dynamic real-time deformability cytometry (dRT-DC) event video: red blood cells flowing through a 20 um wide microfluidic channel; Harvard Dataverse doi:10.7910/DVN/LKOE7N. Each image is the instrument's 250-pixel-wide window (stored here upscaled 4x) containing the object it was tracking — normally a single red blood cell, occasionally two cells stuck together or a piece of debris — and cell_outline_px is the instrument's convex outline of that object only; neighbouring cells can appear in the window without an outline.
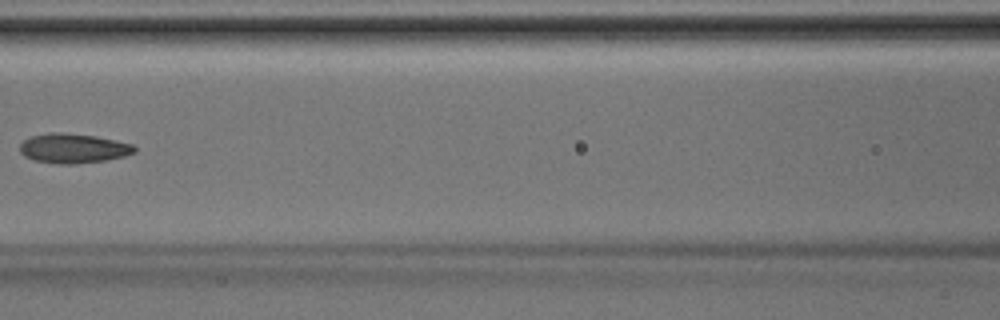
{"species": "Egyptian fruit bat (a non-hibernating species)", "species_latin": "Rousettus aegyptiacus", "temperature_condition": "room temperature", "stored_images_in_passage": 6, "segment_of_instrument_passage": [1, 2], "camera_frame_rate_fps": 3000, "um_per_image_px": 0.085, "animal": {"sex": "male"}, "frame": {"image": 1, "passage_image": 5, "time_ms": 1.333, "image_size_px": [1000, 320], "cell_outline_px": [[136, 152], [124, 156], [104, 160], [72, 164], [60, 164], [32, 160], [24, 156], [20, 152], [20, 144], [24, 140], [32, 136], [48, 132], [64, 132], [96, 136], [116, 140], [132, 144], [136, 148]], "centroid_in_image_um": [6.21, 12.6], "position_along_channel_um": 160.4, "area_um2": 19.83}}